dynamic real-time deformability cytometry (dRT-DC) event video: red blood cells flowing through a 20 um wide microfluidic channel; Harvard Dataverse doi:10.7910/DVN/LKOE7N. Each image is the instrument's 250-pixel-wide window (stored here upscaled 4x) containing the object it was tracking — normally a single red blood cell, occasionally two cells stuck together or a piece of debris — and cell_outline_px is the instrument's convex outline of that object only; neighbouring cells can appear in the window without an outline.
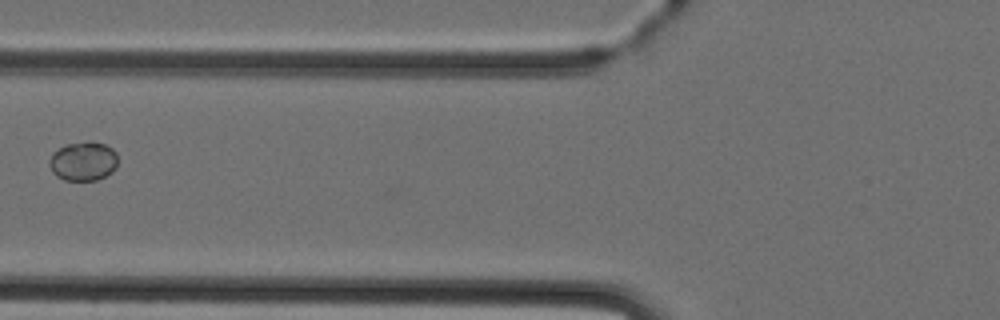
{"species": "Egyptian fruit bat (a non-hibernating species)", "species_latin": "Rousettus aegyptiacus", "temperature_condition": "cold", "stored_images_in_passage": 3, "camera_frame_rate_fps": 3000, "um_per_image_px": 0.085, "animal": {"sex": "female"}, "frame": {"image": 1, "passage_image": 2, "time_ms": 1.333, "image_size_px": [1000, 320], "cell_outline_px": [[116, 168], [112, 172], [96, 180], [64, 180], [56, 176], [52, 172], [48, 164], [48, 160], [52, 152], [68, 144], [88, 140], [104, 144], [112, 148], [116, 152]], "centroid_in_image_um": [7.05, 13.7], "position_along_channel_um": 118.8, "area_um2": 15.72}}
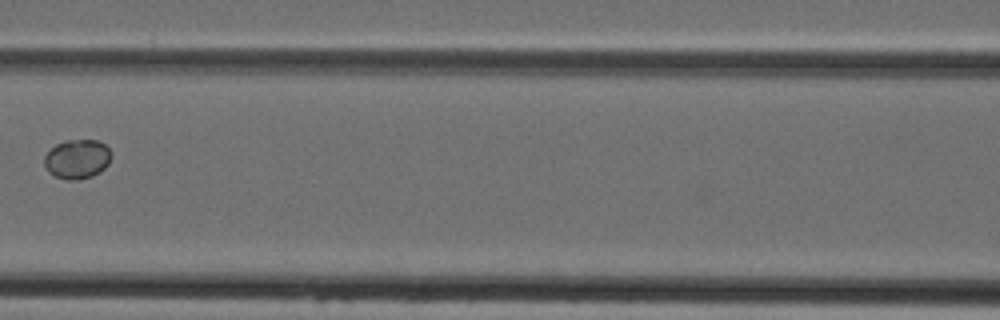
{"frame": {"image": 2, "passage_image": 3, "time_ms": 2.333, "image_size_px": [1000, 320], "cell_outline_px": [[112, 156], [108, 164], [100, 172], [92, 176], [76, 180], [68, 180], [56, 176], [48, 172], [44, 164], [44, 156], [56, 144], [64, 140], [100, 140], [112, 152]], "centroid_in_image_um": [6.58, 13.51], "position_along_channel_um": 160.0, "area_um2": 15.43}}